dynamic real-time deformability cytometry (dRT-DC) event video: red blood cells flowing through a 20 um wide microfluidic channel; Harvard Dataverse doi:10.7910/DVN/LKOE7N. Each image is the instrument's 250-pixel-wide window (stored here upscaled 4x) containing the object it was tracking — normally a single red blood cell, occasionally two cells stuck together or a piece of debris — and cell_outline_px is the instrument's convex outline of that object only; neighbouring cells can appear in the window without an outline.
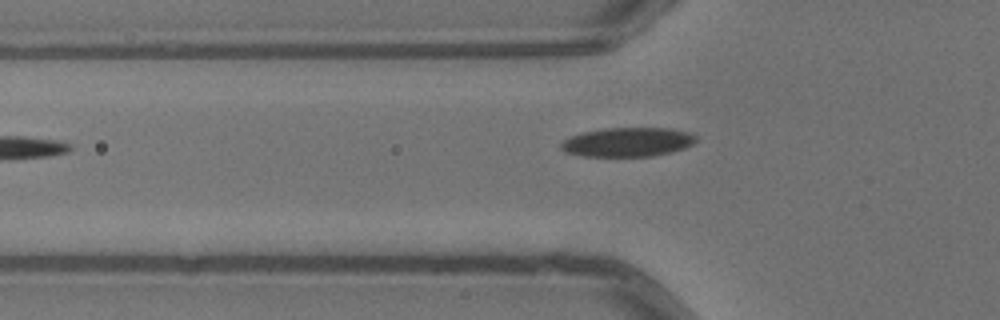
{"species": "common noctule bat (a hibernating species)", "species_latin": "Nyctalus noctula", "temperature_condition": "warm", "stored_images_in_passage": 4, "camera_frame_rate_fps": 3000, "um_per_image_px": 0.085, "animal": {"sex": "male", "body_mass_g": 13.3}, "frame": {"image": 1, "passage_image": 3, "time_ms": 0.667, "image_size_px": [1000, 320], "cell_outline_px": [[696, 140], [692, 144], [684, 148], [652, 156], [580, 156], [564, 152], [560, 148], [560, 144], [568, 136], [584, 132], [604, 128], [672, 128], [688, 132], [696, 136]], "centroid_in_image_um": [53.3, 12.07], "position_along_channel_um": 72.5, "area_um2": 22.95}}
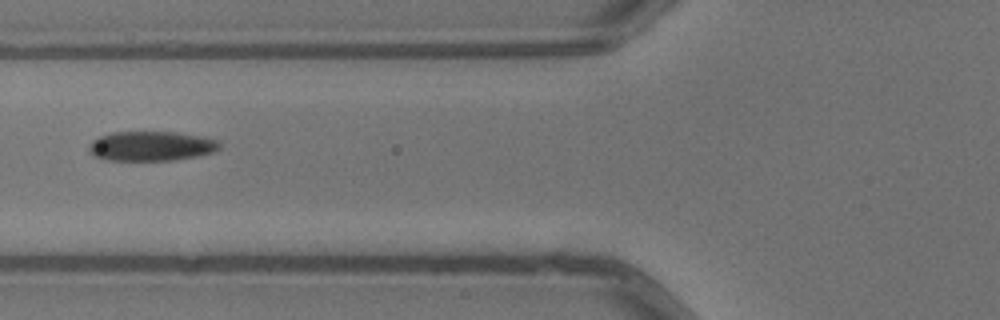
{"frame": {"image": 2, "passage_image": 4, "time_ms": 1.0, "image_size_px": [1000, 320], "cell_outline_px": [[220, 148], [216, 152], [196, 156], [172, 160], [108, 160], [92, 156], [88, 148], [88, 144], [92, 140], [100, 136], [112, 132], [176, 132], [204, 136], [220, 140]], "centroid_in_image_um": [12.87, 12.41], "position_along_channel_um": 112.9, "area_um2": 22.83}}